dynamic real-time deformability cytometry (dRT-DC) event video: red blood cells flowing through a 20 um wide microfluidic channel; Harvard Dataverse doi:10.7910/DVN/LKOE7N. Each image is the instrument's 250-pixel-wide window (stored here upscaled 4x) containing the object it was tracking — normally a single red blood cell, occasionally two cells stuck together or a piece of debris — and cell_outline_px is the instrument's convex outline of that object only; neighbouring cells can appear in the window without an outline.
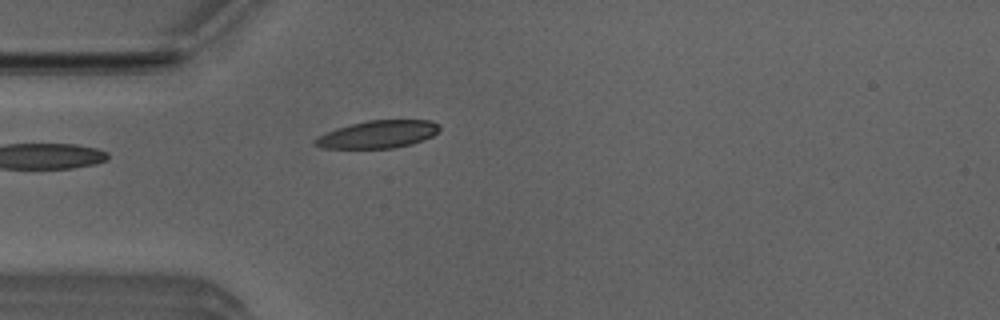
{"species": "Egyptian fruit bat (a non-hibernating species)", "species_latin": "Rousettus aegyptiacus", "temperature_condition": "room temperature", "stored_images_in_passage": 3, "camera_frame_rate_fps": 3000, "um_per_image_px": 0.085, "animal": {"sex": "male"}, "frame": {"image": 1, "passage_image": 3, "time_ms": 0.667, "image_size_px": [1000, 320], "cell_outline_px": [[440, 128], [432, 136], [412, 144], [392, 148], [324, 148], [312, 144], [312, 140], [336, 128], [368, 120], [432, 120], [440, 124]], "centroid_in_image_um": [32.14, 11.41], "position_along_channel_um": 52.9, "area_um2": 19.88}}